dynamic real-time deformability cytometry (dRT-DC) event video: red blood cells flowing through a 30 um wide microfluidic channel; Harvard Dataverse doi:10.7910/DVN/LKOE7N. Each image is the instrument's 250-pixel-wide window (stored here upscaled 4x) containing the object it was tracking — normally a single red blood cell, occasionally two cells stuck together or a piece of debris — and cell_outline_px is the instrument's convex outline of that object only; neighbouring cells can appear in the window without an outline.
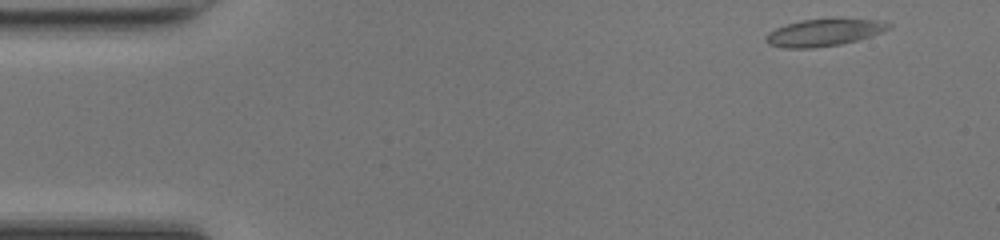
{"species": "common noctule bat (a hibernating species)", "species_latin": "Nyctalus noctula", "temperature_condition": "room temperature", "stored_images_in_passage": 39, "camera_frame_rate_fps": 3000, "um_per_image_px": 0.085, "animal": {"sex": "female", "body_mass_g": 17.0, "forearm_length_mm": 48.0}, "frame": {"image": 1, "passage_image": 1, "time_ms": 0.0, "image_size_px": [1000, 240], "cell_outline_px": [[892, 28], [856, 40], [840, 44], [812, 48], [784, 48], [768, 44], [764, 40], [764, 36], [768, 32], [776, 28], [788, 24], [804, 20], [836, 16], [880, 20], [892, 24]], "centroid_in_image_um": [70.05, 2.72], "position_along_channel_um": 14.9, "area_um2": 19.94}}
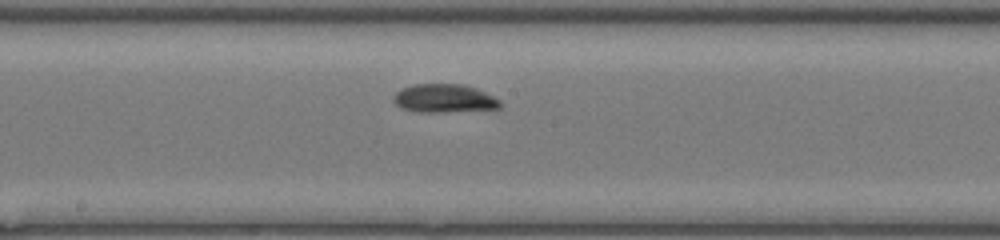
{"frame": {"image": 2, "passage_image": 23, "time_ms": 7.333, "image_size_px": [1000, 240], "cell_outline_px": [[500, 108], [444, 112], [420, 112], [400, 108], [392, 100], [392, 96], [400, 88], [416, 84], [464, 84], [476, 88], [500, 100]], "centroid_in_image_um": [37.71, 8.36], "position_along_channel_um": 210.5, "area_um2": 17.69}}
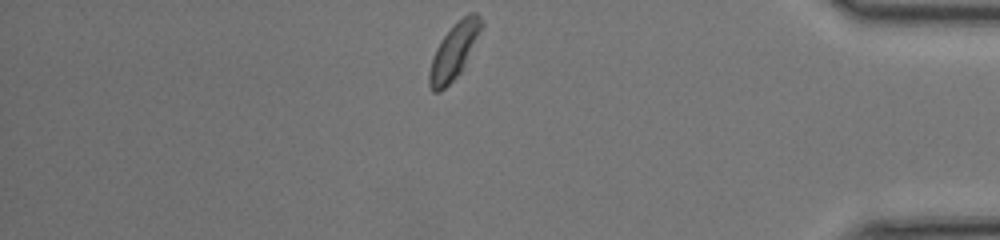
{"frame": {"image": 3, "passage_image": 39, "time_ms": 12.667, "image_size_px": [1000, 240], "cell_outline_px": [[484, 24], [460, 72], [440, 92], [432, 92], [428, 84], [428, 72], [432, 56], [440, 40], [464, 16], [472, 12], [476, 12], [484, 20]], "centroid_in_image_um": [38.56, 4.37], "position_along_channel_um": 396.6, "area_um2": 16.47}, "authors_computed_cell_mechanics": {"area_um2": 17.8024, "velocity_mm_per_s": 4.1879, "shape_relaxation_time_tau1_ms": 3.5344, "shape_relaxation_time_tau2_ms": null, "deformation_change_tau1": 0.1826, "deformation_change_tau2": null}}